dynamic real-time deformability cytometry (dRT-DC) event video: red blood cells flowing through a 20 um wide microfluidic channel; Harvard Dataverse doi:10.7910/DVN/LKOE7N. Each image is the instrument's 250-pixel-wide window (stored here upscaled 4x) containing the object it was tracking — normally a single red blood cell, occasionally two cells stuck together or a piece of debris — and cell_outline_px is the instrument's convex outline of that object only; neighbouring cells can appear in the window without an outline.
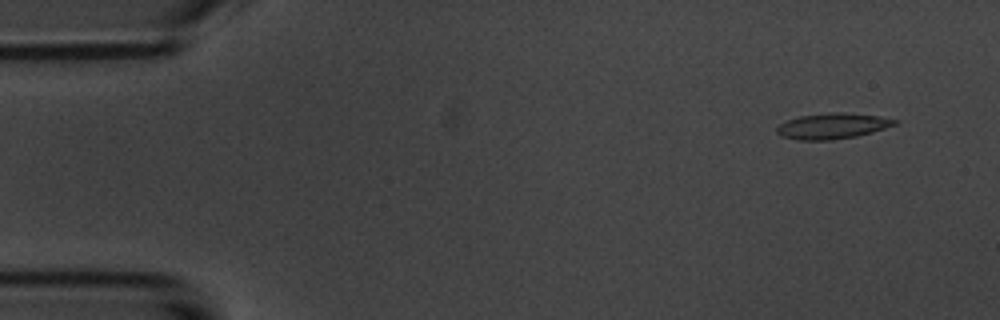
{"species": "common noctule bat (a hibernating species)", "species_latin": "Nyctalus noctula", "temperature_condition": "room temperature", "stored_images_in_passage": 6, "segment_of_instrument_passage": [2, 2], "camera_frame_rate_fps": 3000, "um_per_image_px": 0.085, "animal": {"sex": "male", "body_mass_g": 20.1, "forearm_length_mm": 53.5}, "frame": {"image": 1, "passage_image": 6, "time_ms": 6.667, "image_size_px": [1000, 320], "cell_outline_px": [[900, 120], [896, 124], [872, 132], [856, 136], [832, 140], [796, 140], [780, 136], [776, 132], [776, 128], [780, 124], [788, 120], [800, 116], [828, 112], [844, 112], [880, 116]], "centroid_in_image_um": [70.75, 10.71], "position_along_channel_um": 14.3, "area_um2": 17.74}}